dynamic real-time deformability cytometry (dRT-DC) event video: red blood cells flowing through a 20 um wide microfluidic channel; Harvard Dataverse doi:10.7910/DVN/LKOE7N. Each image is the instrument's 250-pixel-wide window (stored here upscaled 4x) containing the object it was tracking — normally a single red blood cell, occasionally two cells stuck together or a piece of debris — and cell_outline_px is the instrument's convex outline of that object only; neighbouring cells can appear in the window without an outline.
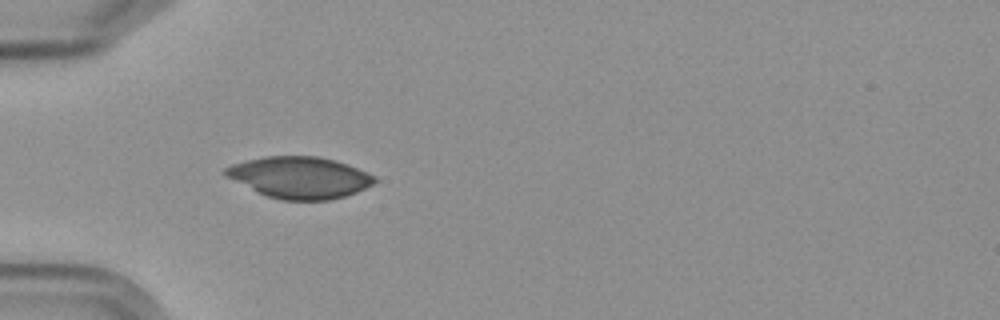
{"species": "Egyptian fruit bat (a non-hibernating species)", "species_latin": "Rousettus aegyptiacus", "temperature_condition": "cold", "stored_images_in_passage": 7, "camera_frame_rate_fps": 3000, "um_per_image_px": 0.085, "frame": {"image": 1, "passage_image": 5, "time_ms": 4.667, "image_size_px": [1000, 320], "cell_outline_px": [[376, 180], [372, 184], [356, 192], [344, 196], [328, 200], [284, 200], [268, 196], [256, 192], [224, 176], [224, 168], [232, 164], [264, 156], [320, 156], [336, 160], [348, 164], [368, 172], [376, 176]], "centroid_in_image_um": [25.46, 15.07], "position_along_channel_um": 59.5, "area_um2": 36.18}}
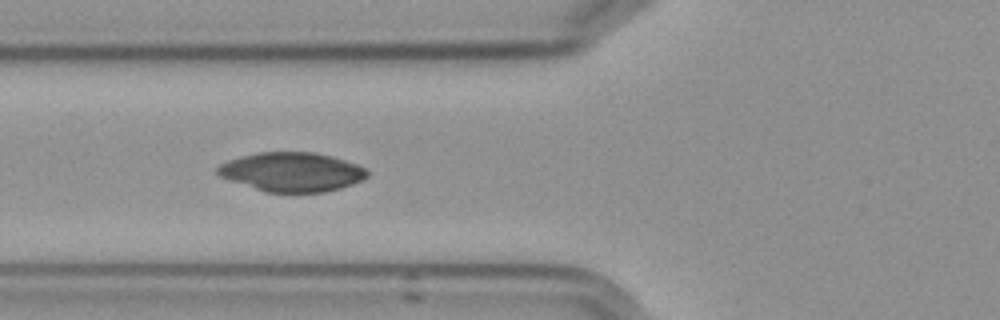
{"frame": {"image": 2, "passage_image": 6, "time_ms": 6.0, "image_size_px": [1000, 320], "cell_outline_px": [[368, 176], [364, 180], [340, 188], [324, 192], [264, 192], [228, 180], [220, 176], [216, 172], [216, 168], [220, 164], [228, 160], [256, 152], [316, 152], [332, 156], [368, 168]], "centroid_in_image_um": [24.81, 14.61], "position_along_channel_um": 101.0, "area_um2": 34.39}}
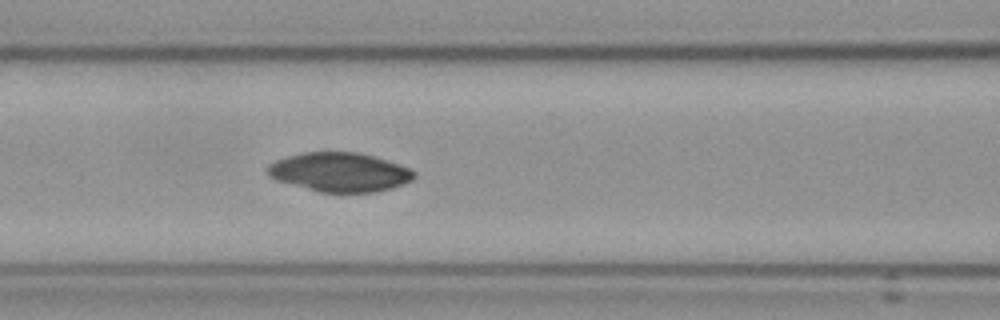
{"frame": {"image": 3, "passage_image": 7, "time_ms": 7.0, "image_size_px": [1000, 320], "cell_outline_px": [[416, 176], [412, 180], [376, 192], [320, 192], [276, 180], [268, 176], [264, 172], [264, 168], [268, 164], [276, 160], [288, 156], [304, 152], [360, 152], [376, 156], [400, 164], [416, 172]], "centroid_in_image_um": [28.83, 14.61], "position_along_channel_um": 137.8, "area_um2": 33.52}}